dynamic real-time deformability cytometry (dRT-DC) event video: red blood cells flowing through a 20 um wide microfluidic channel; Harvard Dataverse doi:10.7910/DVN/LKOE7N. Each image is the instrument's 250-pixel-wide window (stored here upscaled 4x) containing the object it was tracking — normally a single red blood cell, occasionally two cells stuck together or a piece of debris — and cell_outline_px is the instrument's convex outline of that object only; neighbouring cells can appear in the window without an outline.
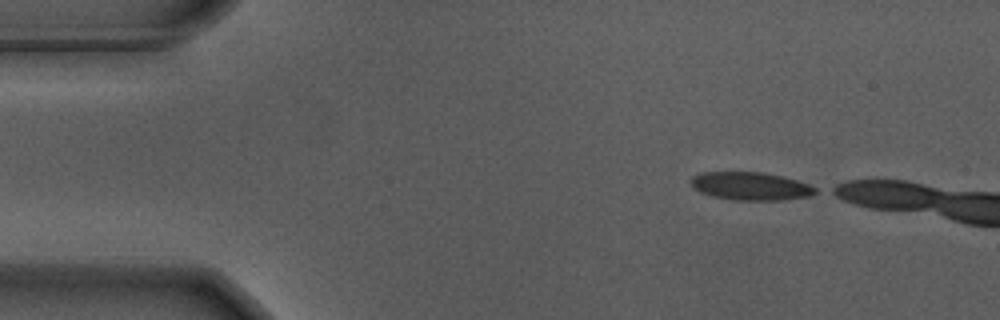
{"species": "Egyptian fruit bat (a non-hibernating species)", "species_latin": "Rousettus aegyptiacus", "temperature_condition": "warm", "stored_images_in_passage": 7, "camera_frame_rate_fps": 3000, "um_per_image_px": 0.085, "animal": {"sex": "male"}, "frame": {"image": 1, "passage_image": 1, "time_ms": 0.0, "image_size_px": [1000, 320], "cell_outline_px": [[816, 192], [808, 196], [784, 200], [736, 200], [712, 196], [700, 192], [688, 180], [692, 176], [704, 172], [760, 172], [780, 176], [796, 180], [808, 184], [816, 188]], "centroid_in_image_um": [63.77, 15.82], "position_along_channel_um": 21.2, "area_um2": 20.11}}